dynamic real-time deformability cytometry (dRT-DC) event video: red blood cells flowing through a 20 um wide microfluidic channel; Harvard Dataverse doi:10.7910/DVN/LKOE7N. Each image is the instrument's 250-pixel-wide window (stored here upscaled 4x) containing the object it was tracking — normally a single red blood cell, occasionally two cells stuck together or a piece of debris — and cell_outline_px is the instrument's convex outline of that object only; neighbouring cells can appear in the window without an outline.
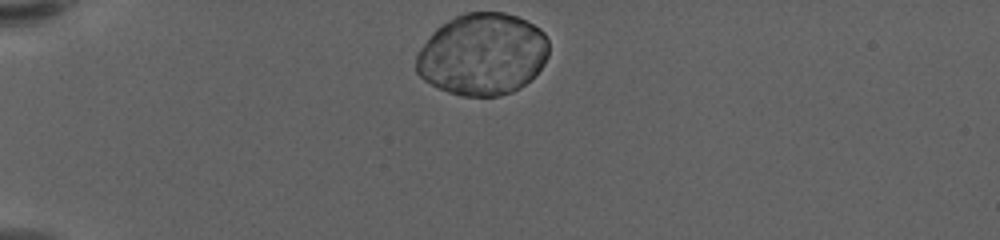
{"species": "human", "species_latin": "Homo sapiens", "temperature_condition": "warm", "stored_images_in_passage": 46, "camera_frame_rate_fps": 3000, "um_per_image_px": 0.085, "donor": {"sex": "female"}, "frame": {"image": 1, "passage_image": 1, "time_ms": 0.0, "image_size_px": [1000, 240], "cell_outline_px": [[548, 56], [544, 64], [520, 88], [512, 92], [500, 96], [460, 96], [448, 92], [424, 80], [416, 72], [416, 56], [420, 48], [432, 32], [436, 28], [448, 20], [464, 12], [504, 12], [516, 16], [540, 28], [544, 32], [548, 40]], "centroid_in_image_um": [41.0, 4.61], "position_along_channel_um": 44.0, "area_um2": 63.29}}
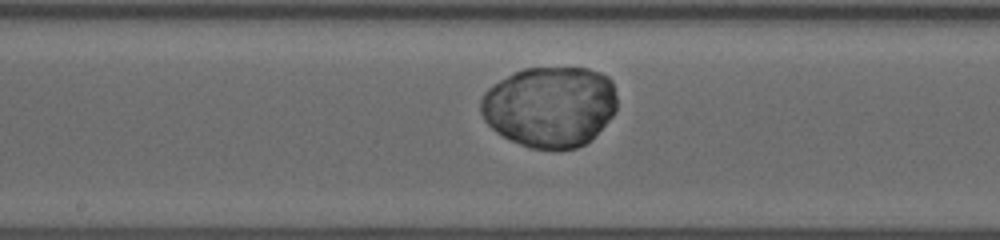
{"frame": {"image": 2, "passage_image": 19, "time_ms": 6.0, "image_size_px": [1000, 240], "cell_outline_px": [[616, 108], [612, 116], [584, 144], [576, 148], [528, 148], [496, 132], [484, 120], [480, 112], [480, 100], [484, 92], [488, 88], [500, 80], [524, 68], [588, 68], [600, 72], [608, 76], [612, 80], [616, 96]], "centroid_in_image_um": [46.72, 9.04], "position_along_channel_um": 201.5, "area_um2": 63.87}}
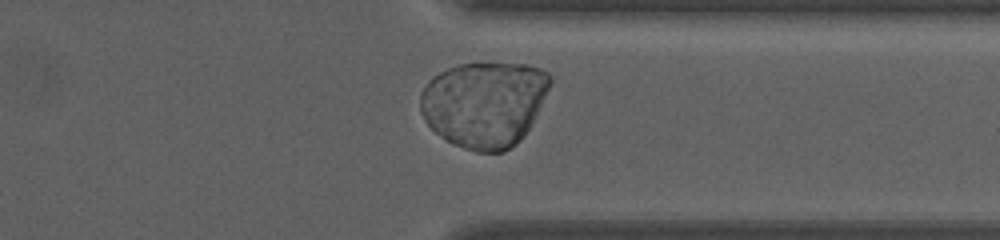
{"frame": {"image": 3, "passage_image": 34, "time_ms": 11.0, "image_size_px": [1000, 240], "cell_outline_px": [[552, 80], [528, 128], [520, 140], [516, 144], [504, 152], [476, 152], [464, 148], [444, 140], [424, 120], [420, 112], [420, 92], [428, 80], [432, 76], [448, 68], [460, 64], [528, 64], [540, 68], [548, 72], [552, 76]], "centroid_in_image_um": [41.12, 8.84], "position_along_channel_um": 370.3, "area_um2": 64.79}}